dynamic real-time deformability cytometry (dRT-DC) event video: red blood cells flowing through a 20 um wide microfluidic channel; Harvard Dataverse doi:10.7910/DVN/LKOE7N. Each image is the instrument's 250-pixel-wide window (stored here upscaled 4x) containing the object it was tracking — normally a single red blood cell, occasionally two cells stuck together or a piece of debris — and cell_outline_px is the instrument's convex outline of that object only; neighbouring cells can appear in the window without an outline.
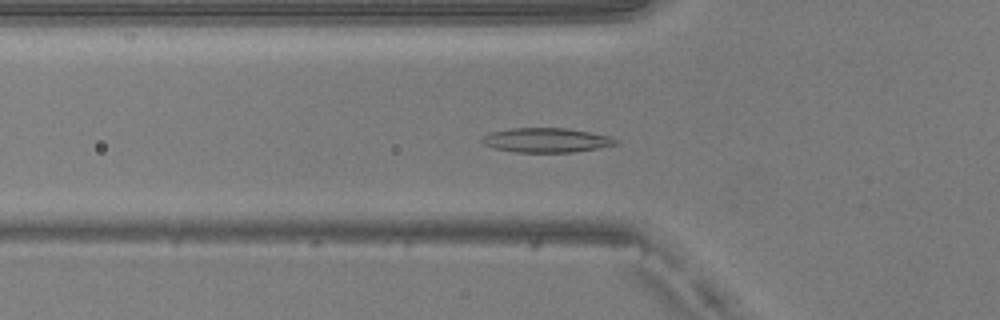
{"species": "common noctule bat (a hibernating species)", "species_latin": "Nyctalus noctula", "temperature_condition": "warm", "stored_images_in_passage": 51, "camera_frame_rate_fps": 3000, "um_per_image_px": 0.085, "animal": {"sex": "male", "body_mass_g": 20.5, "forearm_length_mm": 52.5}, "frame": {"image": 1, "passage_image": 18, "time_ms": 5.667, "image_size_px": [1000, 320], "cell_outline_px": [[620, 144], [572, 152], [516, 152], [492, 148], [484, 144], [480, 140], [488, 132], [512, 128], [568, 128], [608, 136], [616, 140]], "centroid_in_image_um": [46.38, 11.91], "position_along_channel_um": 79.4, "area_um2": 18.96}}
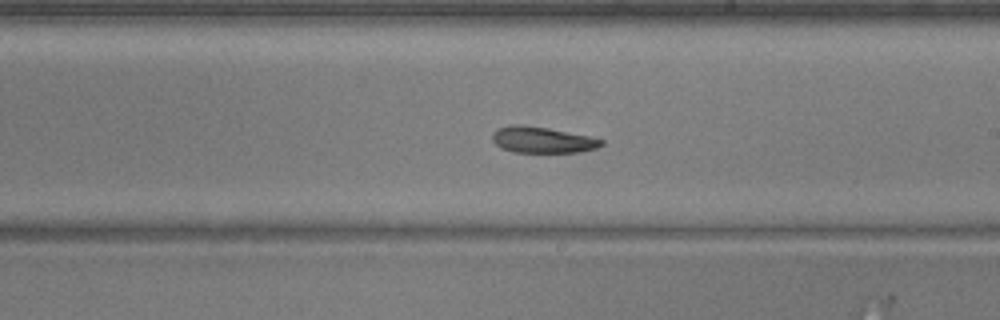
{"frame": {"image": 2, "passage_image": 30, "time_ms": 9.667, "image_size_px": [1000, 320], "cell_outline_px": [[604, 144], [596, 148], [580, 152], [512, 152], [500, 148], [492, 140], [492, 132], [496, 128], [512, 124], [516, 124], [548, 128], [592, 136], [604, 140]], "centroid_in_image_um": [46.09, 11.88], "position_along_channel_um": 242.9, "area_um2": 16.82}}
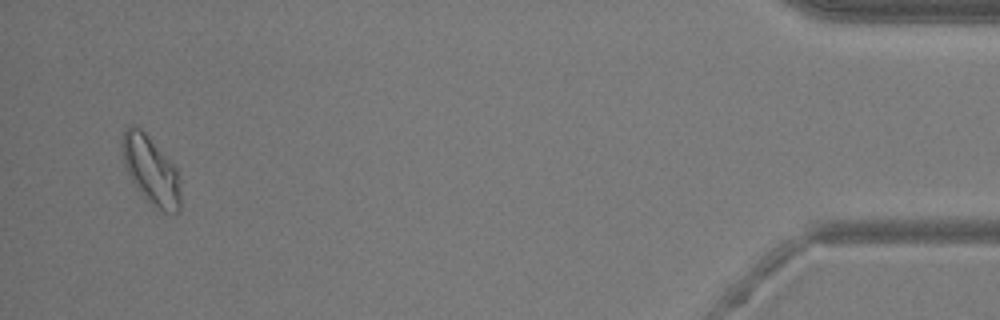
{"frame": {"image": 3, "passage_image": 49, "time_ms": 16.0, "image_size_px": [1000, 320], "cell_outline_px": [[180, 212], [164, 212], [152, 204], [148, 200], [132, 180], [124, 164], [120, 140], [124, 128], [128, 124], [132, 124], [140, 128], [148, 136], [176, 168], [180, 180]], "centroid_in_image_um": [12.81, 14.43], "position_along_channel_um": 422.4, "area_um2": 22.89}, "authors_computed_cell_mechanics": {"area_um2": 18.4382, "velocity_mm_per_s": 4.0675, "shape_relaxation_time_tau1_ms": null, "shape_relaxation_time_tau2_ms": 6.9225, "deformation_change_tau1": null, "deformation_change_tau2": 0.1577}}